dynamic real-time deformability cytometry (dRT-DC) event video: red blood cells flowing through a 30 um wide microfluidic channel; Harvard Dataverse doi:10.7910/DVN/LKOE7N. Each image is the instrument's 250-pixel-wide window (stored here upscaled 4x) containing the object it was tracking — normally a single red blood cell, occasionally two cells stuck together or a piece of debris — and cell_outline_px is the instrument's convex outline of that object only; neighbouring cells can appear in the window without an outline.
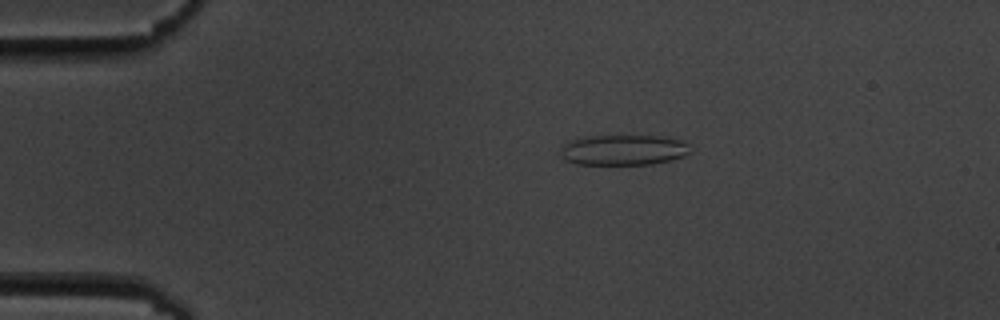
{"species": "common noctule bat (a hibernating species)", "species_latin": "Nyctalus noctula", "temperature_condition": "cold", "stored_images_in_passage": 10, "camera_frame_rate_fps": 3000, "um_per_image_px": 0.085, "animal": {"sex": "male", "body_mass_g": 19.5, "forearm_length_mm": 54.6}, "frame": {"image": 1, "passage_image": 2, "time_ms": 1.333, "image_size_px": [1000, 320], "cell_outline_px": [[688, 152], [684, 156], [672, 160], [652, 164], [576, 164], [564, 160], [560, 156], [560, 148], [564, 144], [572, 140], [588, 136], [664, 136], [680, 140], [688, 144]], "centroid_in_image_um": [52.96, 12.75], "position_along_channel_um": 32.0, "area_um2": 23.0}}
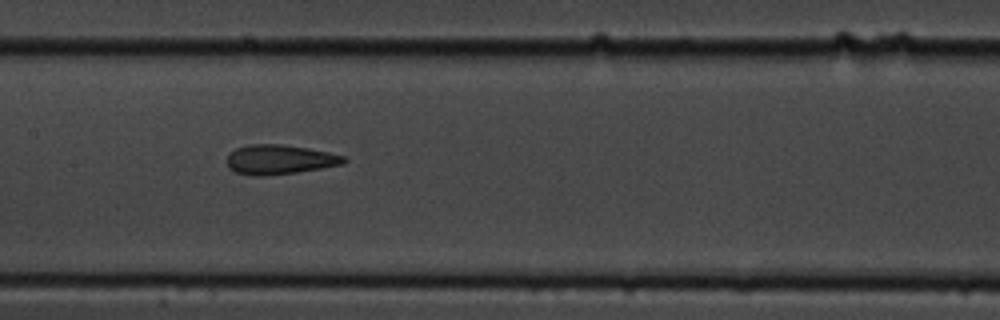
{"frame": {"image": 2, "passage_image": 7, "time_ms": 7.0, "image_size_px": [1000, 320], "cell_outline_px": [[348, 160], [344, 164], [296, 172], [260, 176], [252, 176], [236, 172], [228, 168], [228, 156], [236, 148], [248, 144], [280, 144], [308, 148], [328, 152], [344, 156]], "centroid_in_image_um": [23.77, 13.56], "position_along_channel_um": 183.6, "area_um2": 20.0}}
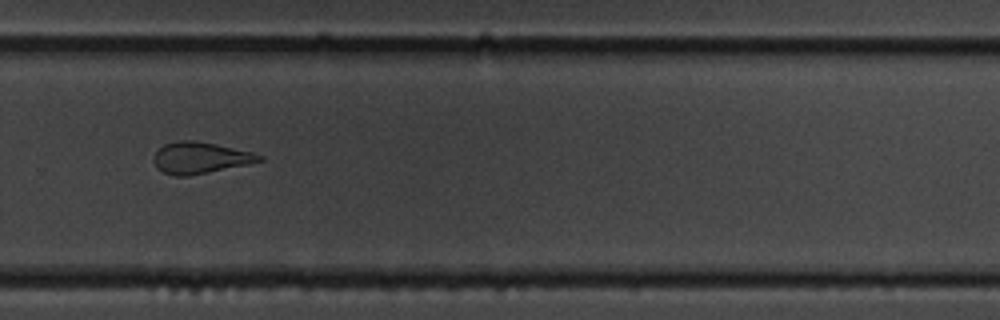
{"frame": {"image": 3, "passage_image": 10, "time_ms": 10.667, "image_size_px": [1000, 320], "cell_outline_px": [[264, 160], [248, 164], [188, 176], [172, 176], [156, 168], [152, 160], [152, 156], [164, 144], [176, 140], [192, 140], [216, 144], [252, 152], [264, 156]], "centroid_in_image_um": [16.98, 13.41], "position_along_channel_um": 312.8, "area_um2": 19.42}}